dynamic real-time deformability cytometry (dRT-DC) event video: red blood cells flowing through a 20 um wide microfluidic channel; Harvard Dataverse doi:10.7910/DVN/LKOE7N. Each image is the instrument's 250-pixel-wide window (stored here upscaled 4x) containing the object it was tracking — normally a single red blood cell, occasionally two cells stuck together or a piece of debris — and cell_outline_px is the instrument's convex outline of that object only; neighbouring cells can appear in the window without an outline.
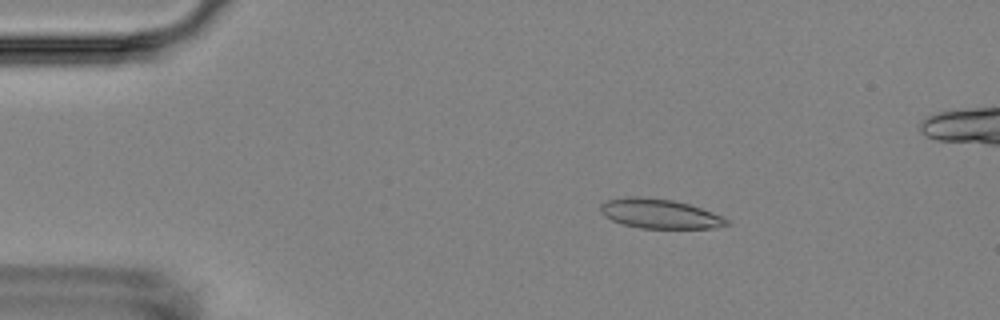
{"species": "Egyptian fruit bat (a non-hibernating species)", "species_latin": "Rousettus aegyptiacus", "temperature_condition": "room temperature", "stored_images_in_passage": 5, "camera_frame_rate_fps": 3000, "um_per_image_px": 0.085, "animal": {"sex": "female"}, "frame": {"image": 1, "passage_image": 3, "time_ms": 2.333, "image_size_px": [1000, 320], "cell_outline_px": [[728, 224], [712, 228], [640, 228], [624, 224], [612, 220], [604, 216], [600, 212], [600, 204], [608, 200], [624, 196], [640, 196], [672, 200], [688, 204], [712, 212], [728, 220]], "centroid_in_image_um": [56.01, 18.15], "position_along_channel_um": 29.0, "area_um2": 21.5}}